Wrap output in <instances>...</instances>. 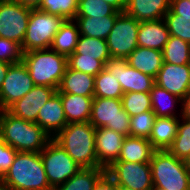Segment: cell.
<instances>
[{
	"label": "cell",
	"mask_w": 190,
	"mask_h": 190,
	"mask_svg": "<svg viewBox=\"0 0 190 190\" xmlns=\"http://www.w3.org/2000/svg\"><path fill=\"white\" fill-rule=\"evenodd\" d=\"M121 101L130 117L152 110L150 93L127 92L123 94Z\"/></svg>",
	"instance_id": "836d02e7"
},
{
	"label": "cell",
	"mask_w": 190,
	"mask_h": 190,
	"mask_svg": "<svg viewBox=\"0 0 190 190\" xmlns=\"http://www.w3.org/2000/svg\"><path fill=\"white\" fill-rule=\"evenodd\" d=\"M180 118L156 117L149 141L156 151L168 150L177 135Z\"/></svg>",
	"instance_id": "cb8c5ba5"
},
{
	"label": "cell",
	"mask_w": 190,
	"mask_h": 190,
	"mask_svg": "<svg viewBox=\"0 0 190 190\" xmlns=\"http://www.w3.org/2000/svg\"><path fill=\"white\" fill-rule=\"evenodd\" d=\"M95 76L66 68L65 74L59 84V93L94 97Z\"/></svg>",
	"instance_id": "ffe728a7"
},
{
	"label": "cell",
	"mask_w": 190,
	"mask_h": 190,
	"mask_svg": "<svg viewBox=\"0 0 190 190\" xmlns=\"http://www.w3.org/2000/svg\"><path fill=\"white\" fill-rule=\"evenodd\" d=\"M120 14L113 6L103 0H78L76 17L103 18L105 16H119Z\"/></svg>",
	"instance_id": "1f68e13d"
},
{
	"label": "cell",
	"mask_w": 190,
	"mask_h": 190,
	"mask_svg": "<svg viewBox=\"0 0 190 190\" xmlns=\"http://www.w3.org/2000/svg\"><path fill=\"white\" fill-rule=\"evenodd\" d=\"M38 9L61 16L66 20H74L78 9V0H43Z\"/></svg>",
	"instance_id": "e575fe53"
},
{
	"label": "cell",
	"mask_w": 190,
	"mask_h": 190,
	"mask_svg": "<svg viewBox=\"0 0 190 190\" xmlns=\"http://www.w3.org/2000/svg\"><path fill=\"white\" fill-rule=\"evenodd\" d=\"M105 68L121 84L123 93H150L155 84V78L136 70L127 63L126 59L110 58L106 62Z\"/></svg>",
	"instance_id": "4fadbf2b"
},
{
	"label": "cell",
	"mask_w": 190,
	"mask_h": 190,
	"mask_svg": "<svg viewBox=\"0 0 190 190\" xmlns=\"http://www.w3.org/2000/svg\"><path fill=\"white\" fill-rule=\"evenodd\" d=\"M26 66L34 85L58 89L67 68V57L51 48L23 53Z\"/></svg>",
	"instance_id": "277c9868"
},
{
	"label": "cell",
	"mask_w": 190,
	"mask_h": 190,
	"mask_svg": "<svg viewBox=\"0 0 190 190\" xmlns=\"http://www.w3.org/2000/svg\"><path fill=\"white\" fill-rule=\"evenodd\" d=\"M0 182L12 190H53L48 183L40 152H17Z\"/></svg>",
	"instance_id": "3957f363"
},
{
	"label": "cell",
	"mask_w": 190,
	"mask_h": 190,
	"mask_svg": "<svg viewBox=\"0 0 190 190\" xmlns=\"http://www.w3.org/2000/svg\"><path fill=\"white\" fill-rule=\"evenodd\" d=\"M170 33L163 19L140 22L137 42L139 47L162 51Z\"/></svg>",
	"instance_id": "d6986e66"
},
{
	"label": "cell",
	"mask_w": 190,
	"mask_h": 190,
	"mask_svg": "<svg viewBox=\"0 0 190 190\" xmlns=\"http://www.w3.org/2000/svg\"><path fill=\"white\" fill-rule=\"evenodd\" d=\"M113 6L118 12L123 13L125 10L126 0H103Z\"/></svg>",
	"instance_id": "ee69618b"
},
{
	"label": "cell",
	"mask_w": 190,
	"mask_h": 190,
	"mask_svg": "<svg viewBox=\"0 0 190 190\" xmlns=\"http://www.w3.org/2000/svg\"><path fill=\"white\" fill-rule=\"evenodd\" d=\"M170 10L178 15V18L190 19L189 0H170Z\"/></svg>",
	"instance_id": "60d3db41"
},
{
	"label": "cell",
	"mask_w": 190,
	"mask_h": 190,
	"mask_svg": "<svg viewBox=\"0 0 190 190\" xmlns=\"http://www.w3.org/2000/svg\"><path fill=\"white\" fill-rule=\"evenodd\" d=\"M67 58H96L105 65L111 55L105 39L80 35L75 52Z\"/></svg>",
	"instance_id": "d4e9b609"
},
{
	"label": "cell",
	"mask_w": 190,
	"mask_h": 190,
	"mask_svg": "<svg viewBox=\"0 0 190 190\" xmlns=\"http://www.w3.org/2000/svg\"><path fill=\"white\" fill-rule=\"evenodd\" d=\"M79 36L77 23L74 20H66L54 36L50 48L68 57L75 52Z\"/></svg>",
	"instance_id": "83f0119b"
},
{
	"label": "cell",
	"mask_w": 190,
	"mask_h": 190,
	"mask_svg": "<svg viewBox=\"0 0 190 190\" xmlns=\"http://www.w3.org/2000/svg\"><path fill=\"white\" fill-rule=\"evenodd\" d=\"M0 190H12L10 187H7L5 185H3L1 182H0Z\"/></svg>",
	"instance_id": "681fc988"
},
{
	"label": "cell",
	"mask_w": 190,
	"mask_h": 190,
	"mask_svg": "<svg viewBox=\"0 0 190 190\" xmlns=\"http://www.w3.org/2000/svg\"><path fill=\"white\" fill-rule=\"evenodd\" d=\"M181 117L184 119H189L190 120V90L188 91L187 95L182 99L181 102Z\"/></svg>",
	"instance_id": "7bdbcfd3"
},
{
	"label": "cell",
	"mask_w": 190,
	"mask_h": 190,
	"mask_svg": "<svg viewBox=\"0 0 190 190\" xmlns=\"http://www.w3.org/2000/svg\"><path fill=\"white\" fill-rule=\"evenodd\" d=\"M163 20L170 36L178 37L190 43V19L178 18V15L169 9Z\"/></svg>",
	"instance_id": "8d00e7d4"
},
{
	"label": "cell",
	"mask_w": 190,
	"mask_h": 190,
	"mask_svg": "<svg viewBox=\"0 0 190 190\" xmlns=\"http://www.w3.org/2000/svg\"><path fill=\"white\" fill-rule=\"evenodd\" d=\"M65 21L66 19L61 16L31 8L26 35L21 46L23 52L50 48L54 36Z\"/></svg>",
	"instance_id": "8992f818"
},
{
	"label": "cell",
	"mask_w": 190,
	"mask_h": 190,
	"mask_svg": "<svg viewBox=\"0 0 190 190\" xmlns=\"http://www.w3.org/2000/svg\"><path fill=\"white\" fill-rule=\"evenodd\" d=\"M23 50L20 44L0 37V61L16 64L22 62Z\"/></svg>",
	"instance_id": "f35d334b"
},
{
	"label": "cell",
	"mask_w": 190,
	"mask_h": 190,
	"mask_svg": "<svg viewBox=\"0 0 190 190\" xmlns=\"http://www.w3.org/2000/svg\"><path fill=\"white\" fill-rule=\"evenodd\" d=\"M124 139V135L106 127L96 128L95 154L102 168L107 169L118 161Z\"/></svg>",
	"instance_id": "2e32d148"
},
{
	"label": "cell",
	"mask_w": 190,
	"mask_h": 190,
	"mask_svg": "<svg viewBox=\"0 0 190 190\" xmlns=\"http://www.w3.org/2000/svg\"><path fill=\"white\" fill-rule=\"evenodd\" d=\"M118 16L75 17L80 35L99 39H107Z\"/></svg>",
	"instance_id": "484cf974"
},
{
	"label": "cell",
	"mask_w": 190,
	"mask_h": 190,
	"mask_svg": "<svg viewBox=\"0 0 190 190\" xmlns=\"http://www.w3.org/2000/svg\"><path fill=\"white\" fill-rule=\"evenodd\" d=\"M163 61L174 65L190 64V43L170 36L163 50Z\"/></svg>",
	"instance_id": "f546056e"
},
{
	"label": "cell",
	"mask_w": 190,
	"mask_h": 190,
	"mask_svg": "<svg viewBox=\"0 0 190 190\" xmlns=\"http://www.w3.org/2000/svg\"><path fill=\"white\" fill-rule=\"evenodd\" d=\"M34 86L23 62L12 64L0 89V111L7 110L12 104L23 98Z\"/></svg>",
	"instance_id": "7c38bea8"
},
{
	"label": "cell",
	"mask_w": 190,
	"mask_h": 190,
	"mask_svg": "<svg viewBox=\"0 0 190 190\" xmlns=\"http://www.w3.org/2000/svg\"><path fill=\"white\" fill-rule=\"evenodd\" d=\"M105 172L106 169L102 167L81 168L74 176L53 190H93Z\"/></svg>",
	"instance_id": "f1b7e54d"
},
{
	"label": "cell",
	"mask_w": 190,
	"mask_h": 190,
	"mask_svg": "<svg viewBox=\"0 0 190 190\" xmlns=\"http://www.w3.org/2000/svg\"><path fill=\"white\" fill-rule=\"evenodd\" d=\"M150 96L152 111L156 117H181V113H176L177 110H175V106L180 104L182 99L171 94L157 84L153 85L152 90L150 91Z\"/></svg>",
	"instance_id": "4316f807"
},
{
	"label": "cell",
	"mask_w": 190,
	"mask_h": 190,
	"mask_svg": "<svg viewBox=\"0 0 190 190\" xmlns=\"http://www.w3.org/2000/svg\"><path fill=\"white\" fill-rule=\"evenodd\" d=\"M93 190H117L114 179L105 172L96 182Z\"/></svg>",
	"instance_id": "b9f144b4"
},
{
	"label": "cell",
	"mask_w": 190,
	"mask_h": 190,
	"mask_svg": "<svg viewBox=\"0 0 190 190\" xmlns=\"http://www.w3.org/2000/svg\"><path fill=\"white\" fill-rule=\"evenodd\" d=\"M170 9V0H126L124 13L139 22L163 19Z\"/></svg>",
	"instance_id": "ac0fdd59"
},
{
	"label": "cell",
	"mask_w": 190,
	"mask_h": 190,
	"mask_svg": "<svg viewBox=\"0 0 190 190\" xmlns=\"http://www.w3.org/2000/svg\"><path fill=\"white\" fill-rule=\"evenodd\" d=\"M139 25L138 20L124 12L116 18L106 39L111 58L126 59L138 47Z\"/></svg>",
	"instance_id": "9c48e42d"
},
{
	"label": "cell",
	"mask_w": 190,
	"mask_h": 190,
	"mask_svg": "<svg viewBox=\"0 0 190 190\" xmlns=\"http://www.w3.org/2000/svg\"><path fill=\"white\" fill-rule=\"evenodd\" d=\"M46 177L54 189L74 176L81 168L53 139L40 152Z\"/></svg>",
	"instance_id": "ba28073f"
},
{
	"label": "cell",
	"mask_w": 190,
	"mask_h": 190,
	"mask_svg": "<svg viewBox=\"0 0 190 190\" xmlns=\"http://www.w3.org/2000/svg\"><path fill=\"white\" fill-rule=\"evenodd\" d=\"M11 65L10 63L0 61V89Z\"/></svg>",
	"instance_id": "f6af8a7d"
},
{
	"label": "cell",
	"mask_w": 190,
	"mask_h": 190,
	"mask_svg": "<svg viewBox=\"0 0 190 190\" xmlns=\"http://www.w3.org/2000/svg\"><path fill=\"white\" fill-rule=\"evenodd\" d=\"M155 151L147 138L126 136L115 162L149 163Z\"/></svg>",
	"instance_id": "44dd1931"
},
{
	"label": "cell",
	"mask_w": 190,
	"mask_h": 190,
	"mask_svg": "<svg viewBox=\"0 0 190 190\" xmlns=\"http://www.w3.org/2000/svg\"><path fill=\"white\" fill-rule=\"evenodd\" d=\"M0 139L18 152H41L53 139L37 123L0 111Z\"/></svg>",
	"instance_id": "6da1fadb"
},
{
	"label": "cell",
	"mask_w": 190,
	"mask_h": 190,
	"mask_svg": "<svg viewBox=\"0 0 190 190\" xmlns=\"http://www.w3.org/2000/svg\"><path fill=\"white\" fill-rule=\"evenodd\" d=\"M31 8H38L43 0H12Z\"/></svg>",
	"instance_id": "bcb514c9"
},
{
	"label": "cell",
	"mask_w": 190,
	"mask_h": 190,
	"mask_svg": "<svg viewBox=\"0 0 190 190\" xmlns=\"http://www.w3.org/2000/svg\"><path fill=\"white\" fill-rule=\"evenodd\" d=\"M153 189L189 190L190 172L184 160L168 150L155 151L150 160Z\"/></svg>",
	"instance_id": "5b68a950"
},
{
	"label": "cell",
	"mask_w": 190,
	"mask_h": 190,
	"mask_svg": "<svg viewBox=\"0 0 190 190\" xmlns=\"http://www.w3.org/2000/svg\"><path fill=\"white\" fill-rule=\"evenodd\" d=\"M168 151L176 158L185 160L190 154V120L181 118L177 135Z\"/></svg>",
	"instance_id": "d6a6232c"
},
{
	"label": "cell",
	"mask_w": 190,
	"mask_h": 190,
	"mask_svg": "<svg viewBox=\"0 0 190 190\" xmlns=\"http://www.w3.org/2000/svg\"><path fill=\"white\" fill-rule=\"evenodd\" d=\"M155 84L183 99L190 90V64L174 65L163 62Z\"/></svg>",
	"instance_id": "9a60e30c"
},
{
	"label": "cell",
	"mask_w": 190,
	"mask_h": 190,
	"mask_svg": "<svg viewBox=\"0 0 190 190\" xmlns=\"http://www.w3.org/2000/svg\"><path fill=\"white\" fill-rule=\"evenodd\" d=\"M67 65L70 69L93 76L98 75L105 68V65L96 58H67Z\"/></svg>",
	"instance_id": "74e56055"
},
{
	"label": "cell",
	"mask_w": 190,
	"mask_h": 190,
	"mask_svg": "<svg viewBox=\"0 0 190 190\" xmlns=\"http://www.w3.org/2000/svg\"><path fill=\"white\" fill-rule=\"evenodd\" d=\"M17 152L16 149L0 139V179L10 169Z\"/></svg>",
	"instance_id": "ab89813d"
},
{
	"label": "cell",
	"mask_w": 190,
	"mask_h": 190,
	"mask_svg": "<svg viewBox=\"0 0 190 190\" xmlns=\"http://www.w3.org/2000/svg\"><path fill=\"white\" fill-rule=\"evenodd\" d=\"M56 92V88L35 85L23 98L12 104L7 111L15 117L36 122L39 110Z\"/></svg>",
	"instance_id": "5bb4252c"
},
{
	"label": "cell",
	"mask_w": 190,
	"mask_h": 190,
	"mask_svg": "<svg viewBox=\"0 0 190 190\" xmlns=\"http://www.w3.org/2000/svg\"><path fill=\"white\" fill-rule=\"evenodd\" d=\"M89 123L130 136V115L123 109L121 99L94 97Z\"/></svg>",
	"instance_id": "52a82bcc"
},
{
	"label": "cell",
	"mask_w": 190,
	"mask_h": 190,
	"mask_svg": "<svg viewBox=\"0 0 190 190\" xmlns=\"http://www.w3.org/2000/svg\"><path fill=\"white\" fill-rule=\"evenodd\" d=\"M126 60L130 66L153 78L157 77L164 62L162 51L139 46L126 58Z\"/></svg>",
	"instance_id": "7402d4cb"
},
{
	"label": "cell",
	"mask_w": 190,
	"mask_h": 190,
	"mask_svg": "<svg viewBox=\"0 0 190 190\" xmlns=\"http://www.w3.org/2000/svg\"><path fill=\"white\" fill-rule=\"evenodd\" d=\"M117 190H133V189L122 186V185H117Z\"/></svg>",
	"instance_id": "c3c4849f"
},
{
	"label": "cell",
	"mask_w": 190,
	"mask_h": 190,
	"mask_svg": "<svg viewBox=\"0 0 190 190\" xmlns=\"http://www.w3.org/2000/svg\"><path fill=\"white\" fill-rule=\"evenodd\" d=\"M106 172L117 185L133 190H153L151 166L149 163L114 162Z\"/></svg>",
	"instance_id": "8fae6325"
},
{
	"label": "cell",
	"mask_w": 190,
	"mask_h": 190,
	"mask_svg": "<svg viewBox=\"0 0 190 190\" xmlns=\"http://www.w3.org/2000/svg\"><path fill=\"white\" fill-rule=\"evenodd\" d=\"M95 132L96 128L89 122L68 123L53 140L80 168L101 167L95 154Z\"/></svg>",
	"instance_id": "7a4b0ae2"
},
{
	"label": "cell",
	"mask_w": 190,
	"mask_h": 190,
	"mask_svg": "<svg viewBox=\"0 0 190 190\" xmlns=\"http://www.w3.org/2000/svg\"><path fill=\"white\" fill-rule=\"evenodd\" d=\"M67 123L89 122L94 97L59 93Z\"/></svg>",
	"instance_id": "603a6c76"
},
{
	"label": "cell",
	"mask_w": 190,
	"mask_h": 190,
	"mask_svg": "<svg viewBox=\"0 0 190 190\" xmlns=\"http://www.w3.org/2000/svg\"><path fill=\"white\" fill-rule=\"evenodd\" d=\"M185 166L188 169V171L190 172V154L189 156L184 160Z\"/></svg>",
	"instance_id": "7dc6e473"
},
{
	"label": "cell",
	"mask_w": 190,
	"mask_h": 190,
	"mask_svg": "<svg viewBox=\"0 0 190 190\" xmlns=\"http://www.w3.org/2000/svg\"><path fill=\"white\" fill-rule=\"evenodd\" d=\"M123 94L121 84L106 68L95 76L94 97L121 99Z\"/></svg>",
	"instance_id": "4dcf8cb0"
},
{
	"label": "cell",
	"mask_w": 190,
	"mask_h": 190,
	"mask_svg": "<svg viewBox=\"0 0 190 190\" xmlns=\"http://www.w3.org/2000/svg\"><path fill=\"white\" fill-rule=\"evenodd\" d=\"M30 14L31 7L12 0H0V37L22 46Z\"/></svg>",
	"instance_id": "30bf717a"
},
{
	"label": "cell",
	"mask_w": 190,
	"mask_h": 190,
	"mask_svg": "<svg viewBox=\"0 0 190 190\" xmlns=\"http://www.w3.org/2000/svg\"><path fill=\"white\" fill-rule=\"evenodd\" d=\"M35 123L52 138L67 126L68 123L58 91L39 110Z\"/></svg>",
	"instance_id": "e0dca14e"
},
{
	"label": "cell",
	"mask_w": 190,
	"mask_h": 190,
	"mask_svg": "<svg viewBox=\"0 0 190 190\" xmlns=\"http://www.w3.org/2000/svg\"><path fill=\"white\" fill-rule=\"evenodd\" d=\"M155 120L152 110L130 117V136L149 139Z\"/></svg>",
	"instance_id": "d590c367"
}]
</instances>
